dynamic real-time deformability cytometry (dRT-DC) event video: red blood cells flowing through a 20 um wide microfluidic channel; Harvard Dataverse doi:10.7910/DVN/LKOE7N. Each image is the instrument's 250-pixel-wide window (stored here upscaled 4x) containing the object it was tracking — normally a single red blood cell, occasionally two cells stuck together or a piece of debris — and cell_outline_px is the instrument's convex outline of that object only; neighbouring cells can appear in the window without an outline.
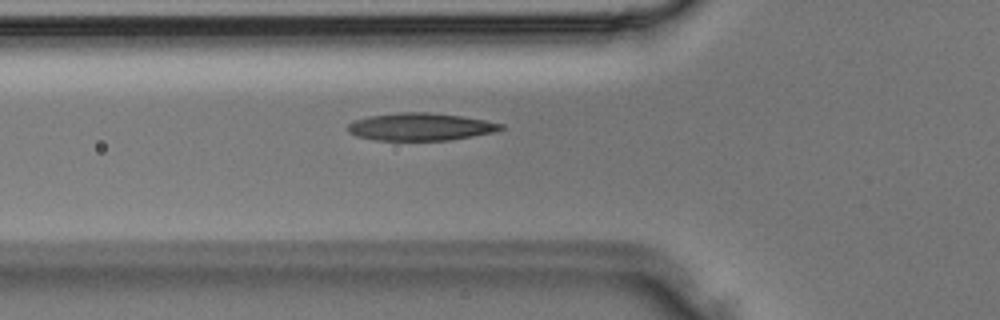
{"species": "Egyptian fruit bat (a non-hibernating species)", "species_latin": "Rousettus aegyptiacus", "temperature_condition": "room temperature", "stored_images_in_passage": 33, "camera_frame_rate_fps": 3000, "um_per_image_px": 0.085, "animal": {"sex": "male"}, "frame": {"image": 1, "passage_image": 9, "time_ms": 2.667, "image_size_px": [1000, 320], "cell_outline_px": [[504, 128], [496, 132], [448, 140], [376, 140], [356, 136], [348, 132], [348, 124], [352, 120], [368, 116], [396, 112], [428, 112], [460, 116], [484, 120], [504, 124]], "centroid_in_image_um": [35.71, 10.77], "position_along_channel_um": 90.1, "area_um2": 24.62}}
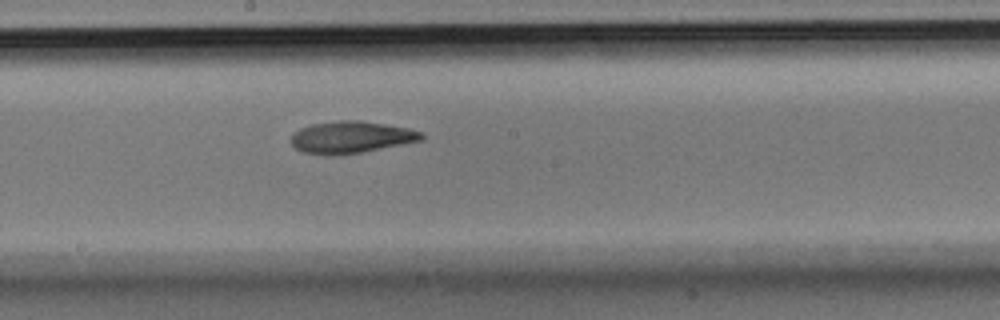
{"frame": {"image": 2, "passage_image": 16, "time_ms": 5.0, "image_size_px": [1000, 320], "cell_outline_px": [[424, 140], [360, 152], [332, 156], [324, 156], [300, 152], [292, 144], [292, 136], [300, 128], [312, 124], [340, 120], [360, 120], [408, 128], [424, 132]], "centroid_in_image_um": [29.85, 11.67], "position_along_channel_um": 218.4, "area_um2": 24.33}}
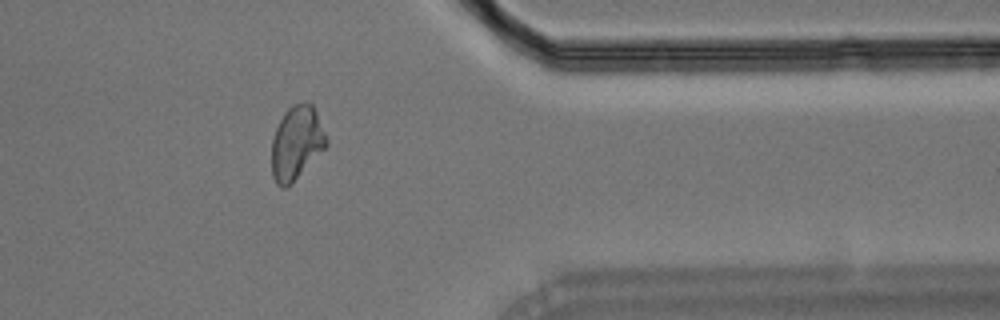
{"frame": {"image": 3, "passage_image": 26, "time_ms": 8.333, "image_size_px": [1000, 320], "cell_outline_px": [[328, 144], [292, 184], [288, 188], [280, 188], [276, 184], [272, 176], [272, 140], [276, 128], [284, 112], [292, 104], [304, 100], [308, 100], [312, 104], [316, 112], [328, 140]], "centroid_in_image_um": [25.19, 12.14], "position_along_channel_um": 386.2, "area_um2": 23.7}}